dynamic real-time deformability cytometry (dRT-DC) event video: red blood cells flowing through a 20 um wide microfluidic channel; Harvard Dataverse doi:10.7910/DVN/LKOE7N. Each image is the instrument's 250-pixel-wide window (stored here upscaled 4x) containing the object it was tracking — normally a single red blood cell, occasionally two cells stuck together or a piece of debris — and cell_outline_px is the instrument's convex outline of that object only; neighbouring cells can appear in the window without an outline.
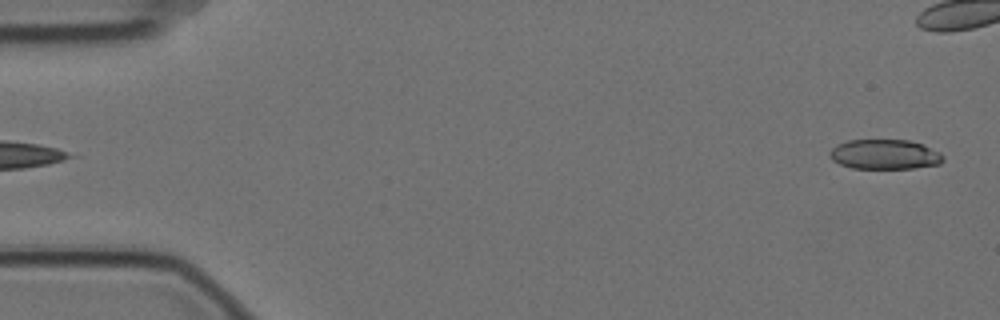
{"species": "Egyptian fruit bat (a non-hibernating species)", "species_latin": "Rousettus aegyptiacus", "temperature_condition": "cold", "stored_images_in_passage": 47, "camera_frame_rate_fps": 3000, "um_per_image_px": 0.085, "animal": {"sex": "female"}, "frame": {"image": 1, "passage_image": 2, "time_ms": 0.333, "image_size_px": [1000, 320], "cell_outline_px": [[944, 160], [940, 164], [912, 168], [852, 168], [840, 164], [832, 160], [828, 156], [828, 152], [836, 144], [848, 140], [908, 140], [920, 144], [940, 152], [944, 156]], "centroid_in_image_um": [75.16, 13.12], "position_along_channel_um": 9.8, "area_um2": 19.71}}
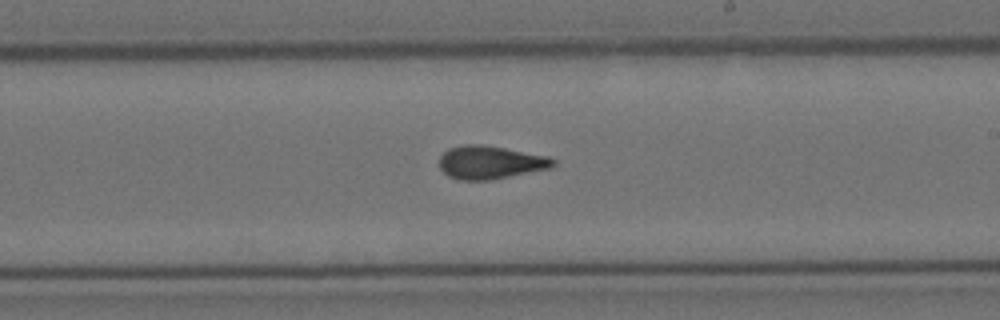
{"frame": {"image": 2, "passage_image": 33, "time_ms": 10.667, "image_size_px": [1000, 320], "cell_outline_px": [[556, 164], [552, 168], [492, 180], [460, 180], [448, 176], [440, 168], [440, 156], [448, 148], [464, 144], [480, 144], [504, 148], [548, 156], [556, 160]], "centroid_in_image_um": [41.69, 13.81], "position_along_channel_um": 247.3, "area_um2": 22.14}}
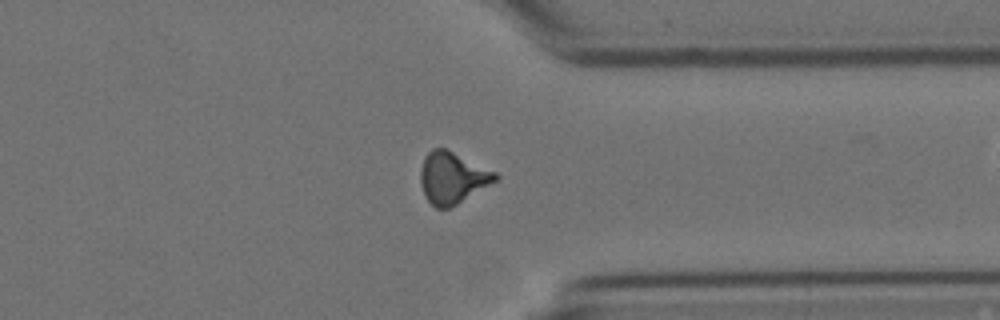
{"frame": {"image": 3, "passage_image": 44, "time_ms": 14.333, "image_size_px": [1000, 320], "cell_outline_px": [[500, 176], [496, 180], [456, 204], [448, 208], [436, 208], [424, 196], [420, 184], [420, 168], [424, 156], [432, 148], [444, 148], [496, 172]], "centroid_in_image_um": [38.4, 15.1], "position_along_channel_um": 373.0, "area_um2": 22.14}}